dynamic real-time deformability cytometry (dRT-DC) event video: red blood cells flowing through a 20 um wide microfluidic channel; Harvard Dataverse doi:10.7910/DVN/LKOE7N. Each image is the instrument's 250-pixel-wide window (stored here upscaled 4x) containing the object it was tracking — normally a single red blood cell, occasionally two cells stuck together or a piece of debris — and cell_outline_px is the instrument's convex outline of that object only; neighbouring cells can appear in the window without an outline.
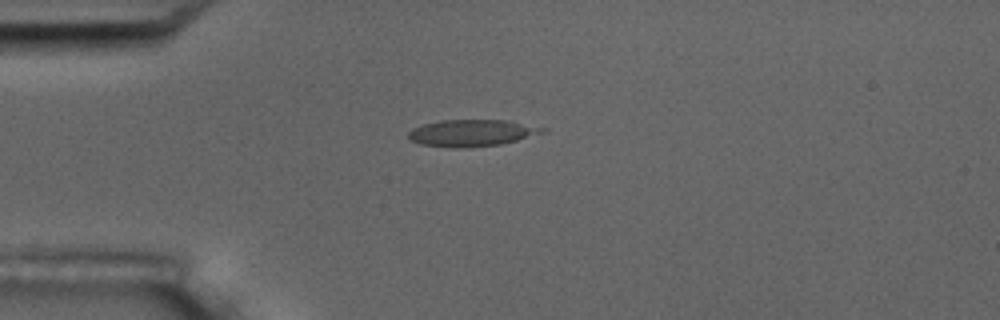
{"species": "common noctule bat (a hibernating species)", "species_latin": "Nyctalus noctula", "temperature_condition": "room temperature", "stored_images_in_passage": 10, "camera_frame_rate_fps": 3000, "um_per_image_px": 0.085, "animal": {"sex": "male", "body_mass_g": 17.5, "forearm_length_mm": 52.3}, "frame": {"image": 1, "passage_image": 4, "time_ms": 3.333, "image_size_px": [1000, 320], "cell_outline_px": [[548, 132], [500, 144], [468, 148], [452, 148], [420, 144], [408, 140], [408, 132], [412, 128], [424, 124], [440, 120], [512, 120], [548, 128]], "centroid_in_image_um": [40.14, 11.3], "position_along_channel_um": 44.9, "area_um2": 21.33}}
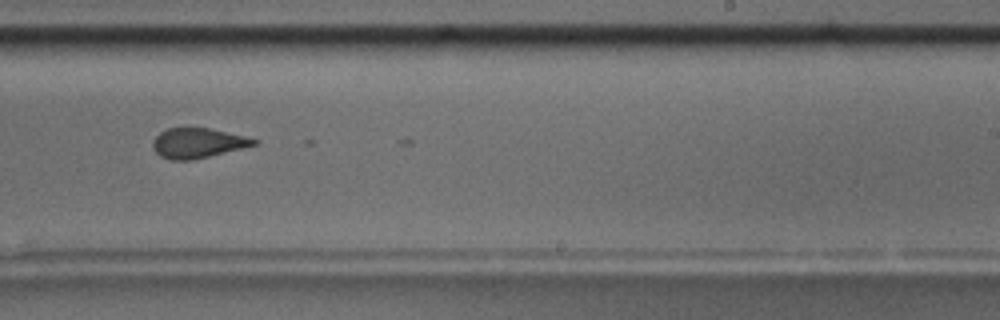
{"frame": {"image": 2, "passage_image": 10, "time_ms": 10.0, "image_size_px": [1000, 320], "cell_outline_px": [[260, 140], [256, 144], [192, 160], [172, 160], [160, 156], [152, 148], [152, 140], [160, 132], [168, 128], [208, 128], [244, 136]], "centroid_in_image_um": [16.75, 12.15], "position_along_channel_um": 272.2, "area_um2": 17.34}}